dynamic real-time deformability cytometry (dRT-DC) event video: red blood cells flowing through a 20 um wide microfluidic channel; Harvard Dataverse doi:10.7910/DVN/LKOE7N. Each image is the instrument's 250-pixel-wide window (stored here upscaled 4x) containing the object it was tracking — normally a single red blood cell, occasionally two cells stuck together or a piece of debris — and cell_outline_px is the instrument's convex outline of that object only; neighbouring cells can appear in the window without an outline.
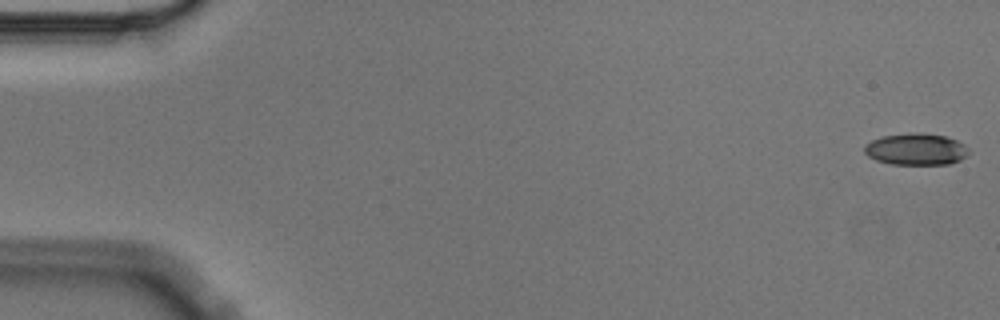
{"species": "Egyptian fruit bat (a non-hibernating species)", "species_latin": "Rousettus aegyptiacus", "temperature_condition": "cold", "stored_images_in_passage": 7, "camera_frame_rate_fps": 3000, "um_per_image_px": 0.085, "animal": {"sex": "male"}, "frame": {"image": 1, "passage_image": 1, "time_ms": 0.0, "image_size_px": [1000, 320], "cell_outline_px": [[968, 152], [960, 160], [948, 164], [892, 164], [876, 160], [868, 156], [864, 152], [864, 144], [872, 140], [884, 136], [916, 132], [920, 132], [944, 136], [956, 140], [964, 144], [968, 148]], "centroid_in_image_um": [77.84, 12.68], "position_along_channel_um": 7.2, "area_um2": 19.13}}
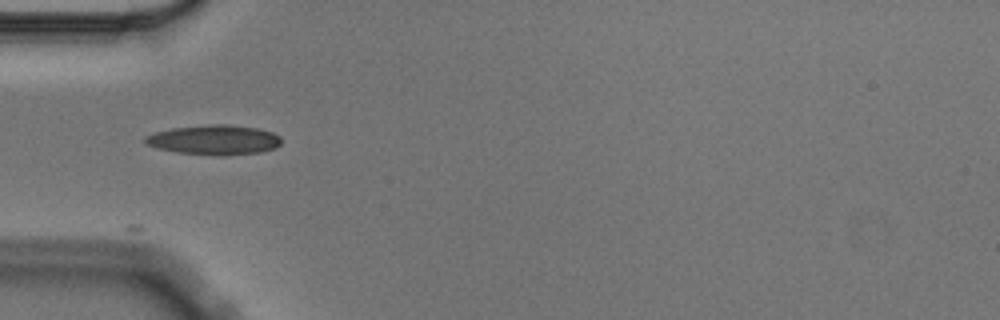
{"frame": {"image": 2, "passage_image": 5, "time_ms": 1.333, "image_size_px": [1000, 320], "cell_outline_px": [[280, 144], [276, 148], [260, 152], [224, 156], [212, 156], [176, 152], [156, 148], [148, 144], [144, 140], [144, 136], [156, 132], [172, 128], [208, 124], [228, 124], [256, 128], [272, 132], [280, 136]], "centroid_in_image_um": [18.21, 11.9], "position_along_channel_um": 66.8, "area_um2": 23.81}}
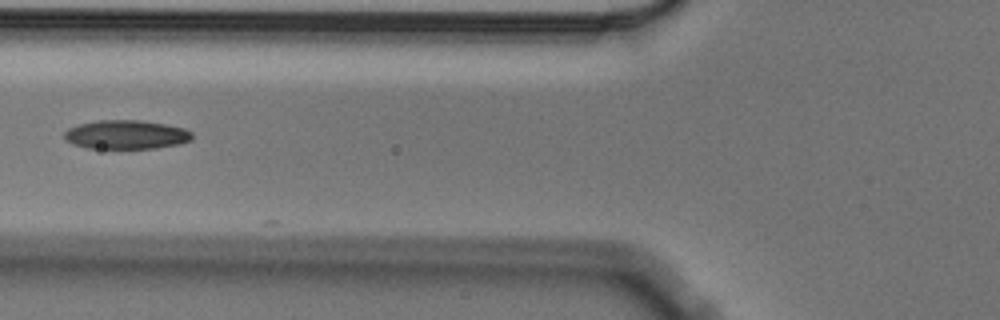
{"frame": {"image": 3, "passage_image": 6, "time_ms": 1.667, "image_size_px": [1000, 320], "cell_outline_px": [[192, 140], [180, 144], [156, 148], [88, 148], [72, 144], [64, 140], [64, 132], [68, 128], [76, 124], [96, 120], [140, 120], [164, 124], [184, 128], [192, 132]], "centroid_in_image_um": [10.69, 11.44], "position_along_channel_um": 115.1, "area_um2": 21.73}}